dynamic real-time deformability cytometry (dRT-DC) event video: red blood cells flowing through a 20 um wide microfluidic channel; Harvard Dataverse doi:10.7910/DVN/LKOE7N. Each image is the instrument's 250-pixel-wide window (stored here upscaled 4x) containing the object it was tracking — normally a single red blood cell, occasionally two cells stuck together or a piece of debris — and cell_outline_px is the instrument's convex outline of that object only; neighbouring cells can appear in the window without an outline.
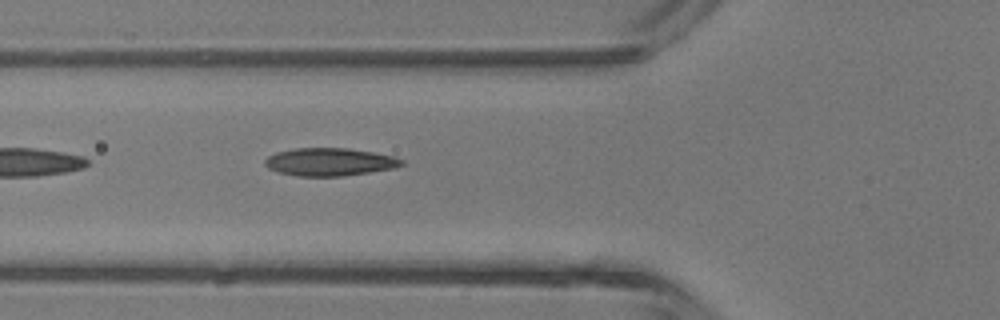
{"species": "common noctule bat (a hibernating species)", "species_latin": "Nyctalus noctula", "temperature_condition": "room temperature", "stored_images_in_passage": 4, "camera_frame_rate_fps": 3000, "um_per_image_px": 0.085, "animal": {"sex": "male", "body_mass_g": 13.3}, "frame": {"image": 1, "passage_image": 4, "time_ms": 4.333, "image_size_px": [1000, 320], "cell_outline_px": [[404, 164], [396, 168], [344, 176], [296, 176], [280, 172], [268, 168], [264, 164], [264, 160], [268, 156], [276, 152], [296, 148], [348, 148], [396, 156], [404, 160]], "centroid_in_image_um": [28.05, 13.76], "position_along_channel_um": 97.7, "area_um2": 22.31}}